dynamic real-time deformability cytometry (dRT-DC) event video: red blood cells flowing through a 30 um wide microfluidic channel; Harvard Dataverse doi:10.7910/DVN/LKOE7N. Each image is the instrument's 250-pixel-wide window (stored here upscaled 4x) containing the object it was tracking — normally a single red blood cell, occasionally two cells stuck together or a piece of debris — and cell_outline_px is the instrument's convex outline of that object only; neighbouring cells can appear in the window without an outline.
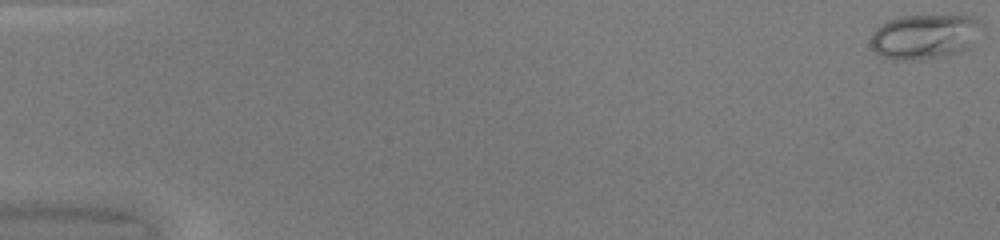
{"species": "common noctule bat (a hibernating species)", "species_latin": "Nyctalus noctula", "temperature_condition": "warm", "stored_images_in_passage": 50, "camera_frame_rate_fps": 3000, "um_per_image_px": 0.085, "animal": {"sex": "female", "body_mass_g": 20.0, "forearm_length_mm": 54.0}, "frame": {"image": 1, "passage_image": 1, "time_ms": 0.0, "image_size_px": [1000, 240], "cell_outline_px": [[984, 28], [972, 48], [960, 52], [944, 56], [920, 60], [892, 60], [880, 56], [872, 48], [872, 32], [880, 24], [888, 20], [900, 16], [972, 16], [980, 20], [984, 24]], "centroid_in_image_um": [78.66, 3.12], "position_along_channel_um": 6.3, "area_um2": 29.65}}
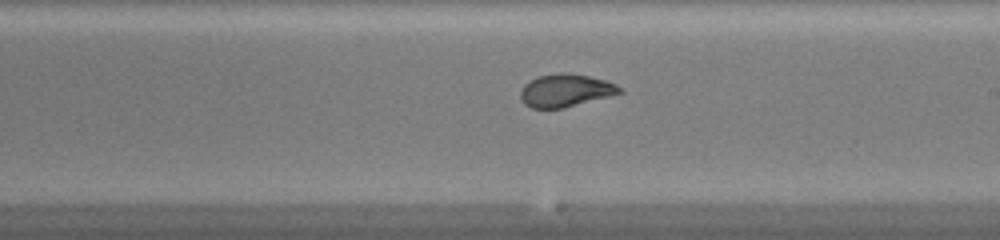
{"frame": {"image": 2, "passage_image": 30, "time_ms": 9.667, "image_size_px": [1000, 240], "cell_outline_px": [[624, 92], [564, 108], [532, 108], [524, 104], [520, 96], [520, 92], [524, 84], [528, 80], [540, 76], [588, 76], [604, 80], [616, 84]], "centroid_in_image_um": [48.05, 7.74], "position_along_channel_um": 241.0, "area_um2": 18.09}}
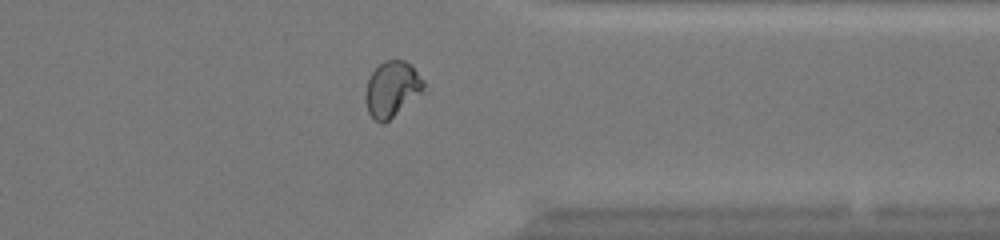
{"frame": {"image": 3, "passage_image": 40, "time_ms": 13.0, "image_size_px": [1000, 240], "cell_outline_px": [[428, 92], [384, 124], [380, 124], [368, 112], [364, 100], [364, 92], [368, 80], [372, 72], [384, 60], [404, 60], [412, 64], [424, 80]], "centroid_in_image_um": [33.39, 7.6], "position_along_channel_um": 378.0, "area_um2": 19.83}}